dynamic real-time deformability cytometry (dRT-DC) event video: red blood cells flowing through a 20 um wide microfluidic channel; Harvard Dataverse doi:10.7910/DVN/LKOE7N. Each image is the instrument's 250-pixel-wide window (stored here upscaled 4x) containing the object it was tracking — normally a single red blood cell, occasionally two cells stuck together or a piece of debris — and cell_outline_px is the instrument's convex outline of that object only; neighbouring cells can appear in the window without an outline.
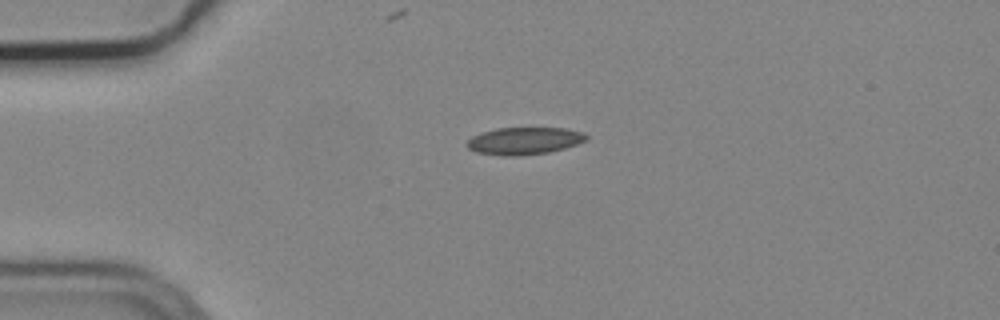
{"species": "common noctule bat (a hibernating species)", "species_latin": "Nyctalus noctula", "temperature_condition": "cold", "stored_images_in_passage": 6, "camera_frame_rate_fps": 3000, "um_per_image_px": 0.085, "animal": {"sex": "male", "body_mass_g": 19.2, "forearm_length_mm": 51.8}, "frame": {"image": 1, "passage_image": 6, "time_ms": 1.667, "image_size_px": [1000, 320], "cell_outline_px": [[588, 140], [564, 148], [548, 152], [512, 156], [508, 156], [476, 152], [468, 148], [464, 144], [472, 136], [496, 128], [564, 128], [584, 132], [588, 136]], "centroid_in_image_um": [44.57, 11.96], "position_along_channel_um": 40.4, "area_um2": 18.84}}